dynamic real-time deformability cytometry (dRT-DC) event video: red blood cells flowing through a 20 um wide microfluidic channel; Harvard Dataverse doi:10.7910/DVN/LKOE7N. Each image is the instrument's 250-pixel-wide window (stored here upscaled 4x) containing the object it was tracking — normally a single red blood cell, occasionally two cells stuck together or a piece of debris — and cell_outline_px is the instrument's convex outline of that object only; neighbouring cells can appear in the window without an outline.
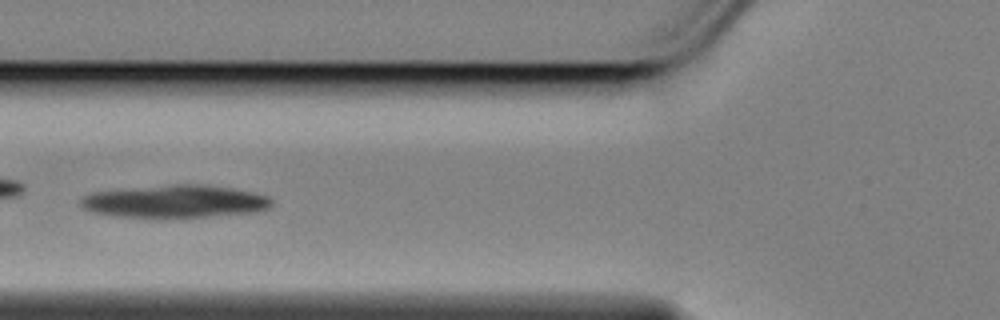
{"species": "Egyptian fruit bat (a non-hibernating species)", "species_latin": "Rousettus aegyptiacus", "temperature_condition": "cold", "stored_images_in_passage": 43, "camera_frame_rate_fps": 3000, "um_per_image_px": 0.085, "animal": {"sex": "female"}, "frame": {"image": 1, "passage_image": 6, "time_ms": 1.667, "image_size_px": [1000, 320], "cell_outline_px": [[272, 204], [268, 208], [256, 212], [212, 216], [116, 216], [92, 212], [84, 208], [80, 204], [80, 200], [84, 196], [96, 192], [172, 184], [208, 184], [232, 188], [252, 192], [268, 196], [272, 200]], "centroid_in_image_um": [14.94, 17.1], "position_along_channel_um": 110.9, "area_um2": 35.72}}
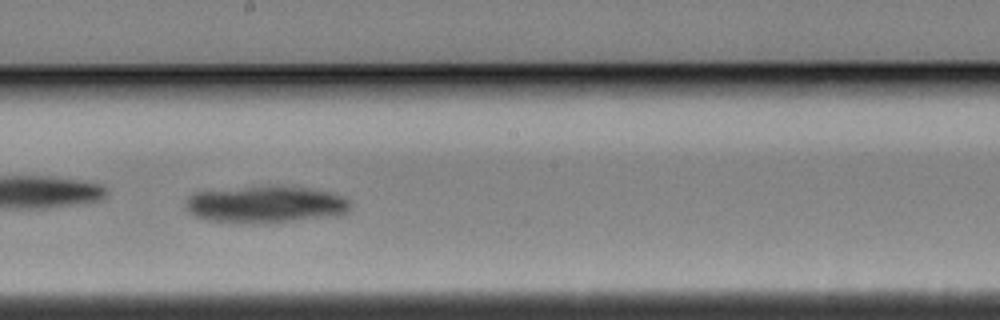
{"frame": {"image": 2, "passage_image": 16, "time_ms": 5.0, "image_size_px": [1000, 320], "cell_outline_px": [[352, 208], [348, 212], [336, 216], [272, 224], [260, 224], [208, 220], [192, 216], [188, 212], [184, 204], [188, 196], [196, 192], [272, 184], [280, 184], [312, 188], [332, 192], [348, 200], [352, 204]], "centroid_in_image_um": [22.63, 17.37], "position_along_channel_um": 225.6, "area_um2": 36.76}}
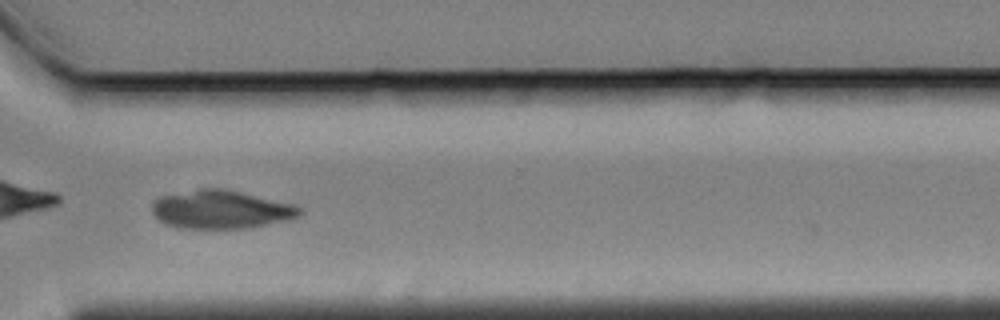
{"frame": {"image": 3, "passage_image": 27, "time_ms": 8.667, "image_size_px": [1000, 320], "cell_outline_px": [[304, 212], [300, 216], [292, 220], [248, 228], [180, 228], [164, 224], [152, 212], [152, 204], [160, 196], [200, 188], [220, 188], [240, 192], [292, 204], [300, 208]], "centroid_in_image_um": [18.8, 17.82], "position_along_channel_um": 351.8, "area_um2": 33.0}}